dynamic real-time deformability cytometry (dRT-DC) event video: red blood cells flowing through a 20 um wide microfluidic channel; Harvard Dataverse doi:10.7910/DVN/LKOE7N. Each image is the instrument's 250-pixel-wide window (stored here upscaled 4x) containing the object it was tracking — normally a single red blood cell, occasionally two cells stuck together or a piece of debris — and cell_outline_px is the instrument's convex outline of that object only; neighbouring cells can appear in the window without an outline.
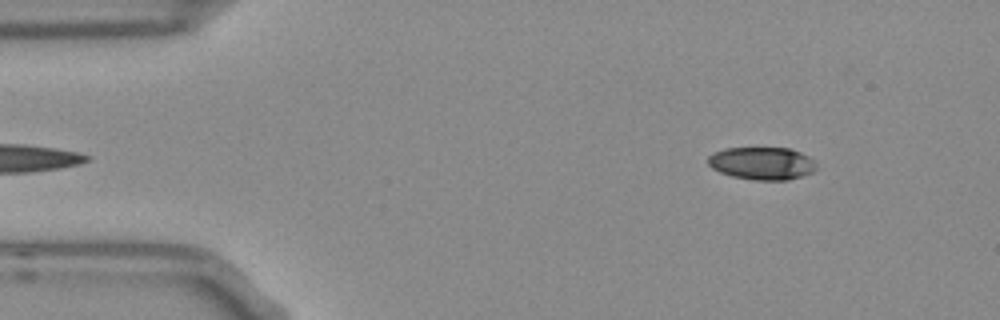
{"species": "Egyptian fruit bat (a non-hibernating species)", "species_latin": "Rousettus aegyptiacus", "temperature_condition": "room temperature", "stored_images_in_passage": 51, "camera_frame_rate_fps": 3000, "um_per_image_px": 0.085, "frame": {"image": 1, "passage_image": 4, "time_ms": 1.0, "image_size_px": [1000, 320], "cell_outline_px": [[816, 168], [812, 172], [788, 180], [752, 180], [732, 176], [720, 172], [712, 168], [708, 164], [708, 156], [724, 148], [788, 148], [800, 152], [816, 160]], "centroid_in_image_um": [64.78, 13.88], "position_along_channel_um": 20.2, "area_um2": 20.63}}
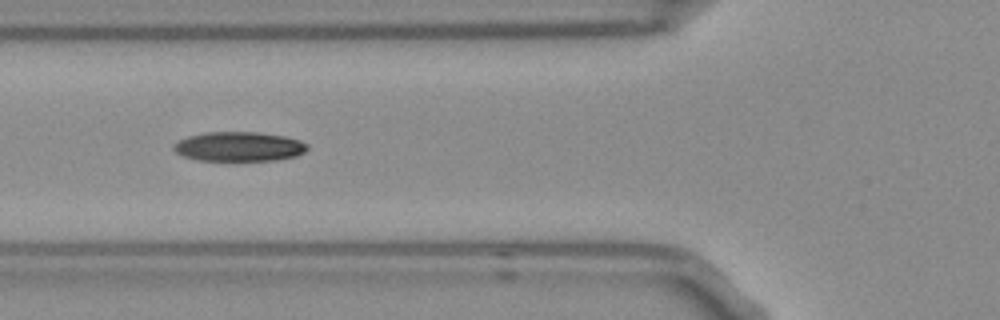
{"frame": {"image": 2, "passage_image": 17, "time_ms": 5.333, "image_size_px": [1000, 320], "cell_outline_px": [[308, 148], [304, 152], [296, 156], [276, 160], [200, 160], [184, 156], [176, 152], [172, 148], [172, 144], [176, 140], [188, 136], [204, 132], [260, 132], [284, 136], [300, 140], [308, 144]], "centroid_in_image_um": [20.3, 12.44], "position_along_channel_um": 105.5, "area_um2": 23.06}}
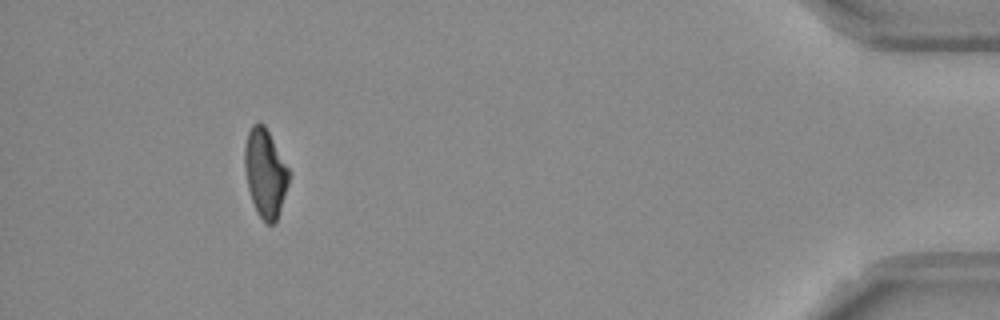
{"frame": {"image": 3, "passage_image": 47, "time_ms": 15.333, "image_size_px": [1000, 320], "cell_outline_px": [[292, 172], [276, 220], [272, 224], [264, 224], [256, 212], [248, 188], [244, 168], [244, 144], [248, 132], [252, 124], [260, 120], [264, 124]], "centroid_in_image_um": [22.54, 14.67], "position_along_channel_um": 412.7, "area_um2": 23.12}, "authors_computed_cell_mechanics": {"area_um2": 23.12, "velocity_mm_per_s": 3.749, "shape_relaxation_time_tau1_ms": 4.8502, "shape_relaxation_time_tau2_ms": 6.0824, "deformation_change_tau1": 0.1381, "deformation_change_tau2": 0.1316}}